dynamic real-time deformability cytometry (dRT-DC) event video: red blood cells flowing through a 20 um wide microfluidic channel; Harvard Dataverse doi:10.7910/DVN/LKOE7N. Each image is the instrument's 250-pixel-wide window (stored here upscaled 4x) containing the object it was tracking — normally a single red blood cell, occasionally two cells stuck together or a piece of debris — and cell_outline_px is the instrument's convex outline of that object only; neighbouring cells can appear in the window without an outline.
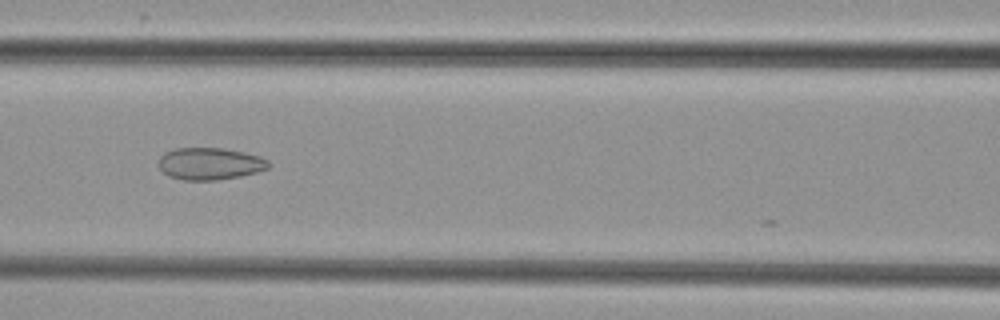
{"species": "common noctule bat (a hibernating species)", "species_latin": "Nyctalus noctula", "temperature_condition": "cold", "stored_images_in_passage": 8, "camera_frame_rate_fps": 3000, "um_per_image_px": 0.085, "animal": {"sex": "female", "body_mass_g": 29.2, "forearm_length_mm": 56.3}, "frame": {"image": 1, "passage_image": 6, "time_ms": 5.667, "image_size_px": [1000, 320], "cell_outline_px": [[272, 164], [268, 168], [256, 172], [240, 176], [216, 180], [184, 180], [168, 176], [156, 164], [160, 156], [164, 152], [176, 148], [224, 148], [244, 152], [260, 156], [268, 160]], "centroid_in_image_um": [17.83, 13.91], "position_along_channel_um": 148.8, "area_um2": 20.75}}
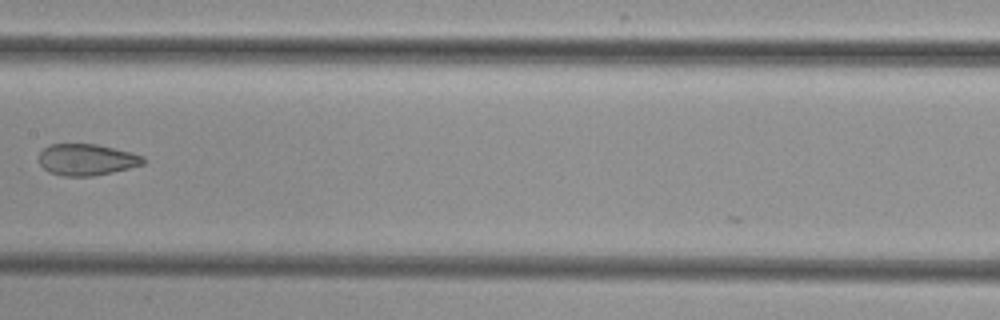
{"frame": {"image": 2, "passage_image": 7, "time_ms": 7.0, "image_size_px": [1000, 320], "cell_outline_px": [[144, 164], [112, 172], [92, 176], [64, 176], [48, 172], [40, 164], [40, 152], [48, 144], [96, 144], [132, 152], [144, 156]], "centroid_in_image_um": [7.37, 13.56], "position_along_channel_um": 200.0, "area_um2": 19.07}}
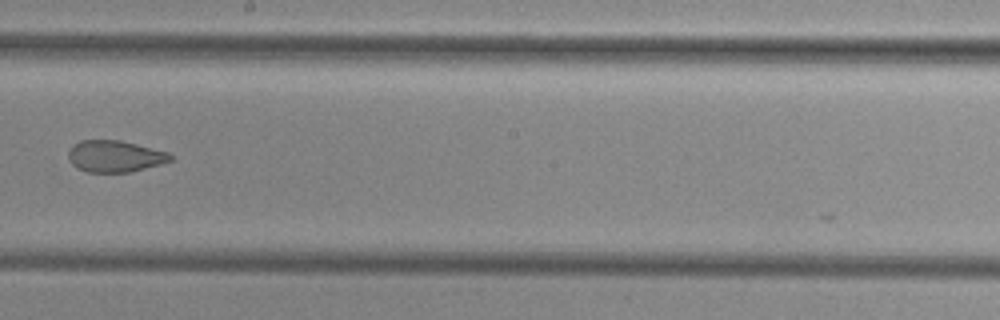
{"frame": {"image": 3, "passage_image": 8, "time_ms": 8.0, "image_size_px": [1000, 320], "cell_outline_px": [[172, 160], [160, 164], [132, 172], [88, 172], [76, 168], [68, 160], [68, 148], [72, 144], [80, 140], [120, 140], [168, 152], [172, 156]], "centroid_in_image_um": [9.71, 13.28], "position_along_channel_um": 238.5, "area_um2": 18.96}}